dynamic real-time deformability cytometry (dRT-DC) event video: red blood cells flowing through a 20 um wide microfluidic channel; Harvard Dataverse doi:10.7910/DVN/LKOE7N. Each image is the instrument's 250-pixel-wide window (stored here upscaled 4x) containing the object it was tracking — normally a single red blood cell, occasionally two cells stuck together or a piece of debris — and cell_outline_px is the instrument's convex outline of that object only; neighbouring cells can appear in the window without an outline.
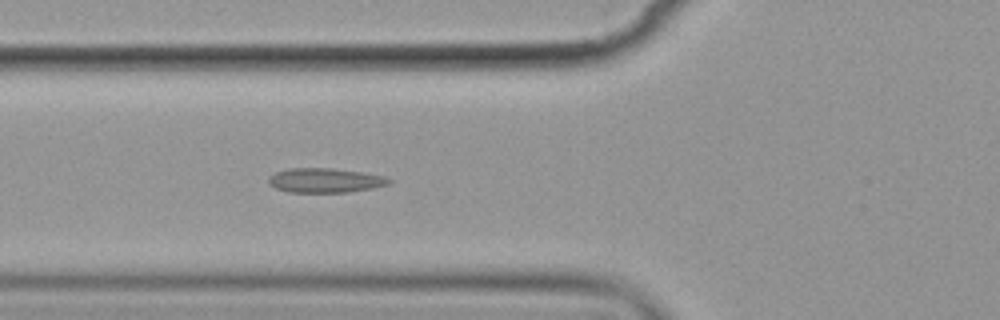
{"species": "common noctule bat (a hibernating species)", "species_latin": "Nyctalus noctula", "temperature_condition": "cold", "stored_images_in_passage": 7, "camera_frame_rate_fps": 3000, "um_per_image_px": 0.085, "animal": {"sex": "female", "body_mass_g": 19.9}, "frame": {"image": 1, "passage_image": 7, "time_ms": 7.0, "image_size_px": [1000, 320], "cell_outline_px": [[392, 180], [388, 184], [372, 188], [348, 192], [288, 192], [276, 188], [268, 184], [268, 176], [276, 172], [288, 168], [332, 168], [360, 172], [384, 176]], "centroid_in_image_um": [27.58, 15.33], "position_along_channel_um": 98.2, "area_um2": 17.11}}